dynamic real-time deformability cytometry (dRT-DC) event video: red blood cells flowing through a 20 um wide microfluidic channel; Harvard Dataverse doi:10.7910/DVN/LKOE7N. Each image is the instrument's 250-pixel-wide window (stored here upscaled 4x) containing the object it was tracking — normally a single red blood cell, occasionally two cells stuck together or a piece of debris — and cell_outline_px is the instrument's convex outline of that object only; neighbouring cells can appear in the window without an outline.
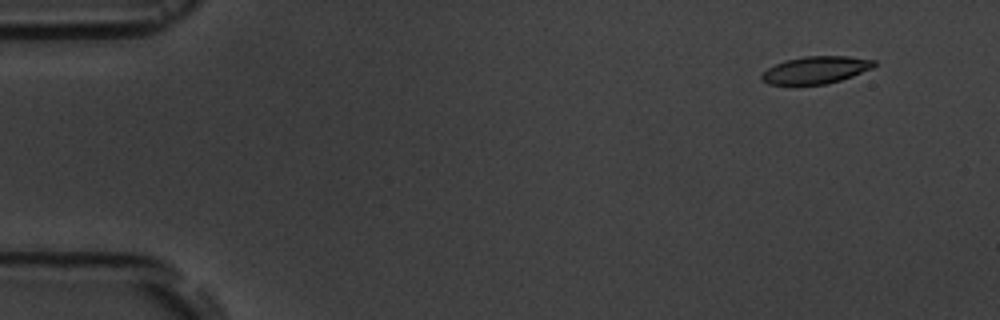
{"species": "common noctule bat (a hibernating species)", "species_latin": "Nyctalus noctula", "temperature_condition": "room temperature", "stored_images_in_passage": 4, "camera_frame_rate_fps": 3000, "um_per_image_px": 0.085, "animal": {"sex": "male", "body_mass_g": 19.5, "forearm_length_mm": 54.6}, "frame": {"image": 1, "passage_image": 1, "time_ms": 0.0, "image_size_px": [1000, 320], "cell_outline_px": [[876, 64], [872, 68], [852, 76], [828, 84], [768, 84], [760, 80], [760, 76], [768, 68], [784, 60], [804, 56], [848, 56], [876, 60]], "centroid_in_image_um": [69.34, 5.94], "position_along_channel_um": 15.7, "area_um2": 17.86}}
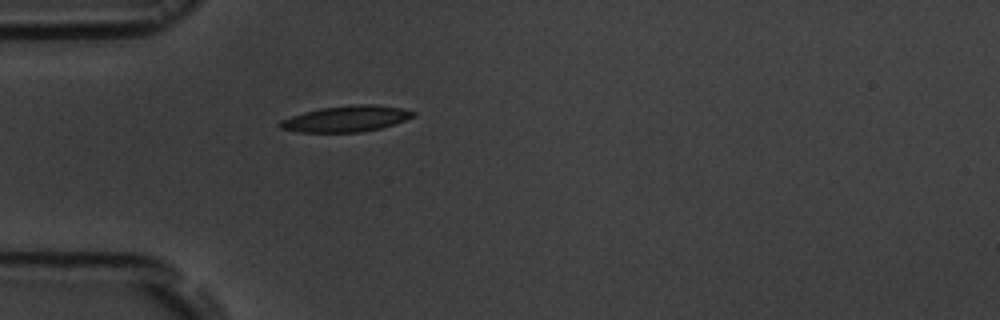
{"frame": {"image": 2, "passage_image": 4, "time_ms": 4.0, "image_size_px": [1000, 320], "cell_outline_px": [[416, 116], [380, 128], [360, 132], [300, 132], [280, 128], [276, 124], [280, 120], [304, 112], [320, 108], [356, 104], [376, 104], [400, 108], [416, 112]], "centroid_in_image_um": [29.41, 10.09], "position_along_channel_um": 55.6, "area_um2": 20.11}}